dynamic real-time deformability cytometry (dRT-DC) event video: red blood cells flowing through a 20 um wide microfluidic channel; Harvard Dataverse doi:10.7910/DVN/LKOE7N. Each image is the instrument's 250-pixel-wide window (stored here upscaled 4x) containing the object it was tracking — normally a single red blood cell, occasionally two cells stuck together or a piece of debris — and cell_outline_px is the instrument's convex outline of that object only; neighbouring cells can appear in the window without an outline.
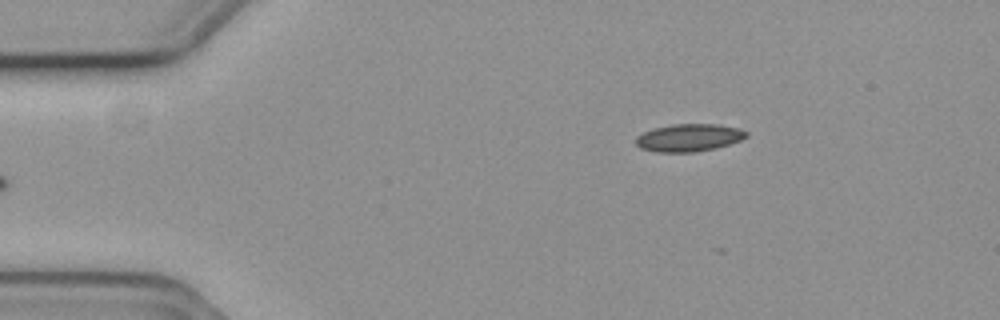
{"species": "common noctule bat (a hibernating species)", "species_latin": "Nyctalus noctula", "temperature_condition": "cold", "stored_images_in_passage": 3, "camera_frame_rate_fps": 3000, "um_per_image_px": 0.085, "animal": {"sex": "female", "body_mass_g": 19.3, "forearm_length_mm": 54.1}, "frame": {"image": 1, "passage_image": 1, "time_ms": 0.0, "image_size_px": [1000, 320], "cell_outline_px": [[748, 136], [740, 140], [716, 148], [696, 152], [656, 152], [640, 148], [636, 144], [636, 136], [644, 132], [656, 128], [672, 124], [716, 124], [740, 128], [748, 132]], "centroid_in_image_um": [58.57, 11.7], "position_along_channel_um": 26.4, "area_um2": 17.74}}